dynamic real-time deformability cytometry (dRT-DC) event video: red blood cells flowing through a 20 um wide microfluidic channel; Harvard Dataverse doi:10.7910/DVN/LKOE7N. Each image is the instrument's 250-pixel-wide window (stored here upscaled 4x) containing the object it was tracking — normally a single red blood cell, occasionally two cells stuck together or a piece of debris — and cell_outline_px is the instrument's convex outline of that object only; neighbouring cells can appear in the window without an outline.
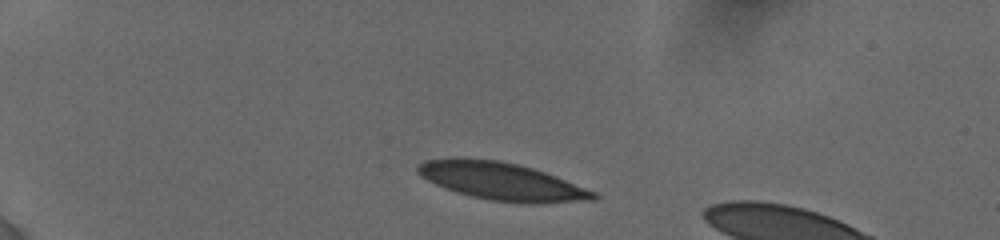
{"species": "human", "species_latin": "Homo sapiens", "temperature_condition": "cold", "stored_images_in_passage": 6, "camera_frame_rate_fps": 3000, "um_per_image_px": 0.085, "donor": {"sex": "female"}, "frame": {"image": 1, "passage_image": 3, "time_ms": 1.0, "image_size_px": [1000, 240], "cell_outline_px": [[600, 196], [596, 200], [532, 204], [520, 204], [492, 200], [472, 196], [456, 192], [444, 188], [420, 176], [416, 172], [416, 164], [424, 160], [452, 156], [456, 156], [500, 160], [532, 168], [556, 176], [596, 192]], "centroid_in_image_um": [42.6, 15.39], "position_along_channel_um": 42.4, "area_um2": 39.19}}